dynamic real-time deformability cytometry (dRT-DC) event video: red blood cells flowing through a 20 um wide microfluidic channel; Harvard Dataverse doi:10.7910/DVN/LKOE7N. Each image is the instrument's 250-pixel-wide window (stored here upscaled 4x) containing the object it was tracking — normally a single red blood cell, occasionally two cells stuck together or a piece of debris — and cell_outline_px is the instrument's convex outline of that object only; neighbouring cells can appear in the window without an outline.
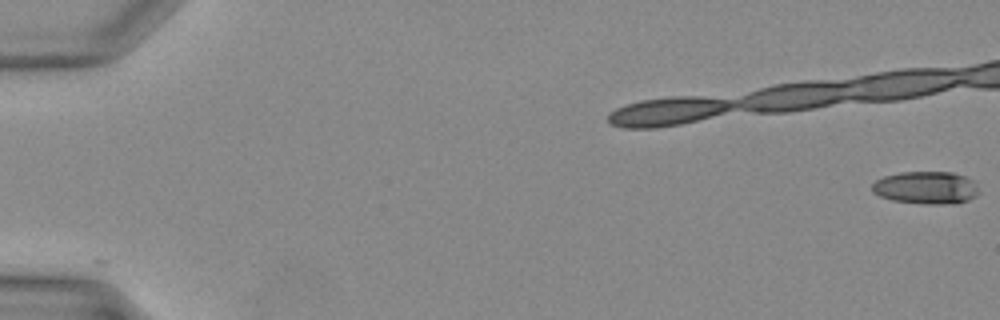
{"species": "Egyptian fruit bat (a non-hibernating species)", "species_latin": "Rousettus aegyptiacus", "temperature_condition": "warm", "stored_images_in_passage": 16, "camera_frame_rate_fps": 3000, "um_per_image_px": 0.085, "animal": {"sex": "female"}, "frame": {"image": 1, "passage_image": 1, "time_ms": 0.0, "image_size_px": [1000, 320], "cell_outline_px": [[976, 196], [968, 200], [956, 204], [928, 204], [892, 200], [880, 196], [872, 192], [872, 184], [876, 180], [884, 176], [900, 172], [952, 172], [964, 176], [972, 180], [976, 188]], "centroid_in_image_um": [78.68, 15.95], "position_along_channel_um": 6.3, "area_um2": 20.17}}